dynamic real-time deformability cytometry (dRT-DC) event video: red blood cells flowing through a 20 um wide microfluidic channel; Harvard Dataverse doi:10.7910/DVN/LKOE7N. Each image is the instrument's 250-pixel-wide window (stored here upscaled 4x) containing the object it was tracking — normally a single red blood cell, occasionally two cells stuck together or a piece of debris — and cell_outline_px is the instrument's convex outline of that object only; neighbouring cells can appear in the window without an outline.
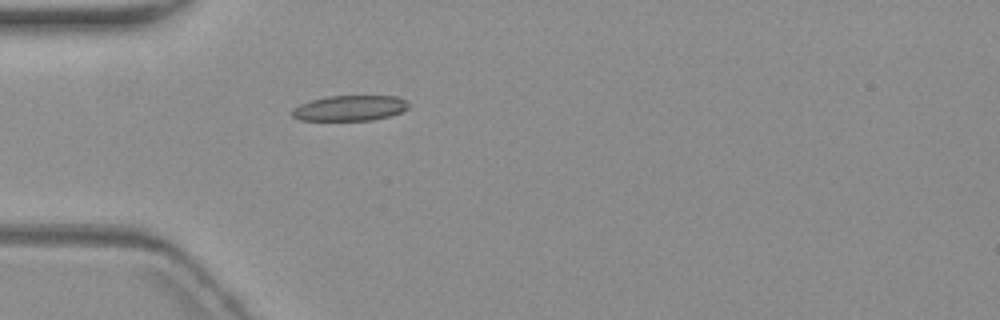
{"species": "common noctule bat (a hibernating species)", "species_latin": "Nyctalus noctula", "temperature_condition": "warm", "stored_images_in_passage": 1, "camera_frame_rate_fps": 3000, "um_per_image_px": 0.085, "animal": {"sex": "female", "body_mass_g": 19.3, "forearm_length_mm": 54.1}, "frame": {"image": 1, "passage_image": 1, "time_ms": 0.0, "image_size_px": [1000, 320], "cell_outline_px": [[412, 104], [408, 108], [400, 112], [388, 116], [372, 120], [300, 120], [292, 116], [292, 108], [300, 104], [312, 100], [328, 96], [396, 96]], "centroid_in_image_um": [29.74, 9.19], "position_along_channel_um": 55.3, "area_um2": 17.17}}